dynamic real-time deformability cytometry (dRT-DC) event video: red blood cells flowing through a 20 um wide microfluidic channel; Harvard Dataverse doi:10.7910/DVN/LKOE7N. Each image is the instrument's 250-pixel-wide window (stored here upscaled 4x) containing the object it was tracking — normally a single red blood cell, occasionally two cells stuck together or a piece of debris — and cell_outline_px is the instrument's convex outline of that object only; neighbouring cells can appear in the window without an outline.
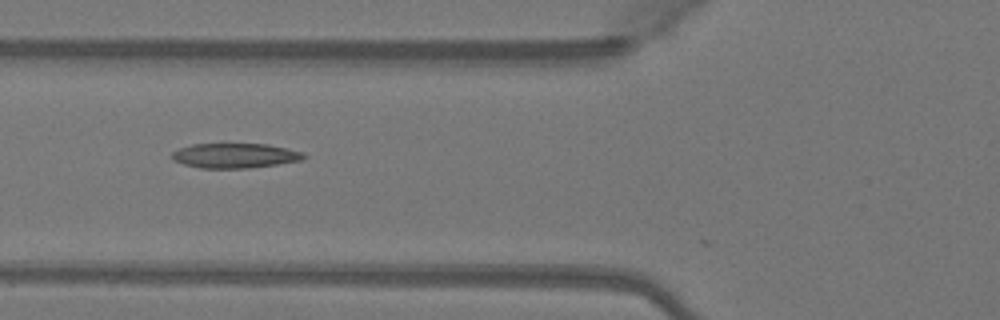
{"species": "Egyptian fruit bat (a non-hibernating species)", "species_latin": "Rousettus aegyptiacus", "temperature_condition": "warm", "stored_images_in_passage": 35, "camera_frame_rate_fps": 3000, "um_per_image_px": 0.085, "animal": {"sex": "female"}, "frame": {"image": 1, "passage_image": 4, "time_ms": 1.0, "image_size_px": [1000, 320], "cell_outline_px": [[308, 156], [300, 160], [276, 164], [248, 168], [200, 168], [184, 164], [172, 160], [172, 152], [180, 148], [192, 144], [268, 144], [304, 152]], "centroid_in_image_um": [19.97, 13.22], "position_along_channel_um": 105.8, "area_um2": 18.96}}
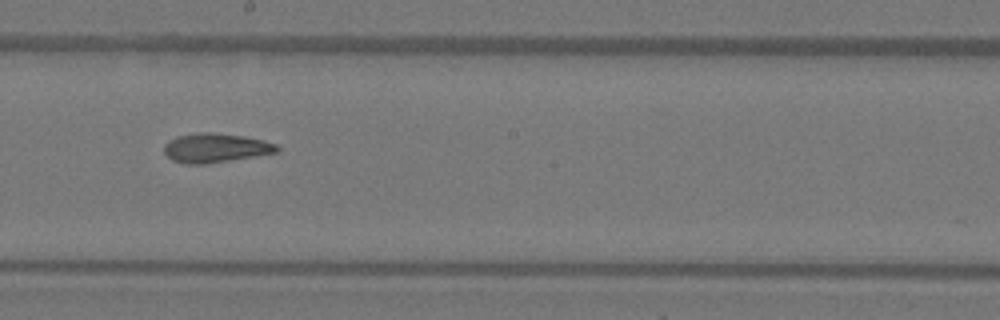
{"frame": {"image": 2, "passage_image": 13, "time_ms": 4.0, "image_size_px": [1000, 320], "cell_outline_px": [[280, 148], [276, 152], [256, 156], [204, 164], [184, 164], [172, 160], [164, 152], [164, 144], [176, 136], [200, 132], [212, 132], [244, 136], [264, 140], [276, 144]], "centroid_in_image_um": [18.3, 12.57], "position_along_channel_um": 229.9, "area_um2": 19.19}}
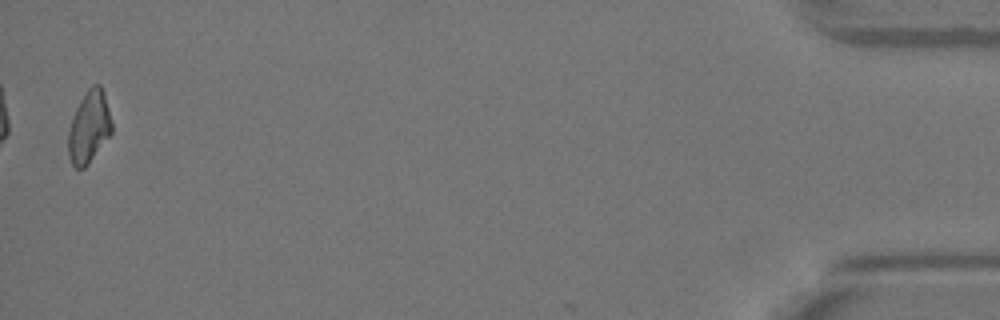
{"frame": {"image": 3, "passage_image": 34, "time_ms": 11.0, "image_size_px": [1000, 320], "cell_outline_px": [[112, 132], [88, 164], [84, 168], [76, 168], [72, 164], [68, 156], [68, 132], [72, 116], [84, 92], [92, 84], [100, 84], [104, 92], [112, 124]], "centroid_in_image_um": [7.55, 10.78], "position_along_channel_um": 427.6, "area_um2": 18.26}, "authors_computed_cell_mechanics": {"area_um2": 18.9584, "velocity_mm_per_s": 4.1287, "shape_relaxation_time_tau1_ms": 5.6378, "shape_relaxation_time_tau2_ms": 3.0731, "deformation_change_tau1": 0.1881, "deformation_change_tau2": 0.1084}}